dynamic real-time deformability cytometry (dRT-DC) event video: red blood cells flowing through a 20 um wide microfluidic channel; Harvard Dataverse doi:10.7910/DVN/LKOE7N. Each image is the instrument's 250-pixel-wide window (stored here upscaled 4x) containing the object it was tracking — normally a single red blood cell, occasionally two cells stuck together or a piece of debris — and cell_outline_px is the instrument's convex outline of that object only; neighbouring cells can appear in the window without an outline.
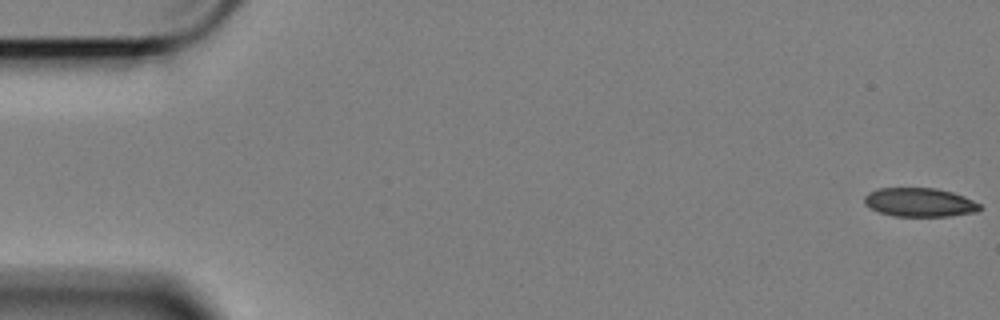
{"species": "Egyptian fruit bat (a non-hibernating species)", "species_latin": "Rousettus aegyptiacus", "temperature_condition": "cold", "stored_images_in_passage": 55, "camera_frame_rate_fps": 3000, "um_per_image_px": 0.085, "animal": {"sex": "female"}, "frame": {"image": 1, "passage_image": 1, "time_ms": 0.0, "image_size_px": [1000, 320], "cell_outline_px": [[984, 208], [976, 212], [948, 216], [892, 216], [880, 212], [864, 204], [864, 196], [868, 192], [876, 188], [936, 188], [952, 192], [964, 196], [980, 204]], "centroid_in_image_um": [78.17, 17.19], "position_along_channel_um": 6.8, "area_um2": 19.48}}
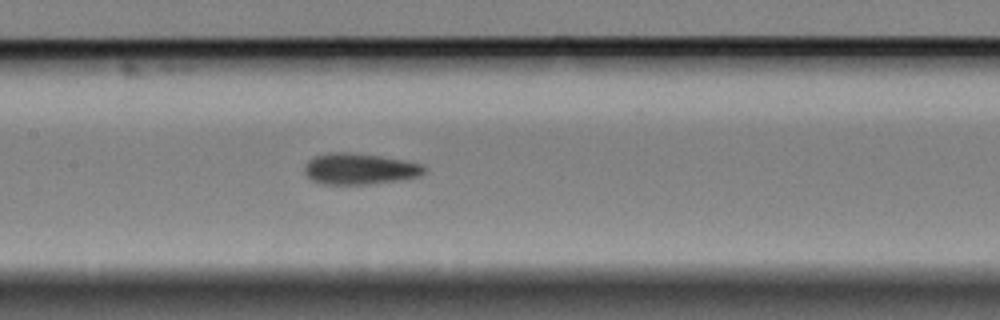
{"frame": {"image": 2, "passage_image": 28, "time_ms": 9.0, "image_size_px": [1000, 320], "cell_outline_px": [[424, 172], [420, 176], [400, 180], [368, 184], [324, 184], [312, 180], [304, 172], [304, 164], [308, 160], [316, 156], [328, 152], [348, 152], [380, 156], [404, 160], [424, 164]], "centroid_in_image_um": [30.56, 14.35], "position_along_channel_um": 176.8, "area_um2": 21.73}}
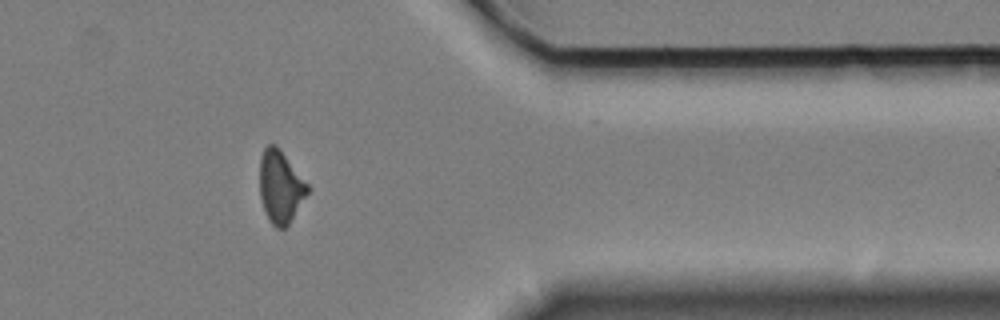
{"frame": {"image": 3, "passage_image": 48, "time_ms": 15.667, "image_size_px": [1000, 320], "cell_outline_px": [[312, 188], [288, 224], [284, 228], [276, 228], [268, 220], [260, 196], [260, 156], [264, 148], [268, 144], [276, 144], [280, 148]], "centroid_in_image_um": [23.86, 15.85], "position_along_channel_um": 387.5, "area_um2": 20.4}}